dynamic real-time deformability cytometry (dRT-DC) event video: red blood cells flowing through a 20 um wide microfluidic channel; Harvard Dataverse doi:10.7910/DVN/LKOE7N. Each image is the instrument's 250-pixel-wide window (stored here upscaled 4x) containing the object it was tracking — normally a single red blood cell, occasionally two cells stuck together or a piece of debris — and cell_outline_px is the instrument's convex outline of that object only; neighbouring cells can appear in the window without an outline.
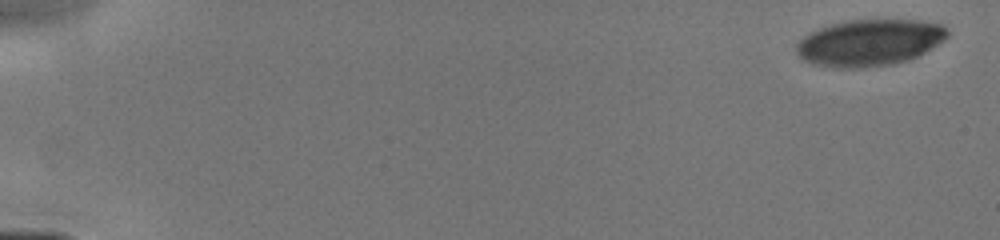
{"species": "human", "species_latin": "Homo sapiens", "temperature_condition": "cold", "stored_images_in_passage": 27, "camera_frame_rate_fps": 3000, "um_per_image_px": 0.085, "donor": {"sex": "male"}, "frame": {"image": 1, "passage_image": 1, "time_ms": 0.0, "image_size_px": [1000, 240], "cell_outline_px": [[948, 36], [944, 40], [932, 48], [908, 60], [892, 64], [864, 68], [832, 68], [816, 64], [804, 60], [796, 52], [796, 44], [808, 32], [832, 24], [848, 20], [920, 20], [940, 24], [948, 32]], "centroid_in_image_um": [73.89, 3.63], "position_along_channel_um": 11.1, "area_um2": 40.86}}
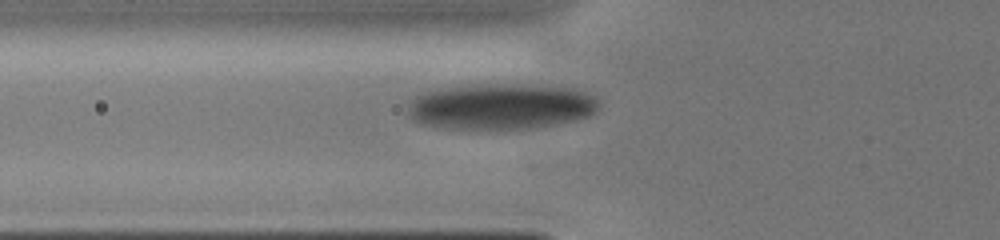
{"frame": {"image": 2, "passage_image": 16, "time_ms": 5.667, "image_size_px": [1000, 240], "cell_outline_px": [[600, 104], [588, 116], [556, 124], [528, 128], [448, 128], [420, 124], [412, 120], [408, 116], [408, 104], [420, 92], [440, 88], [468, 84], [528, 84], [576, 88], [596, 96], [600, 100]], "centroid_in_image_um": [42.55, 9.01], "position_along_channel_um": 83.3, "area_um2": 51.44}}
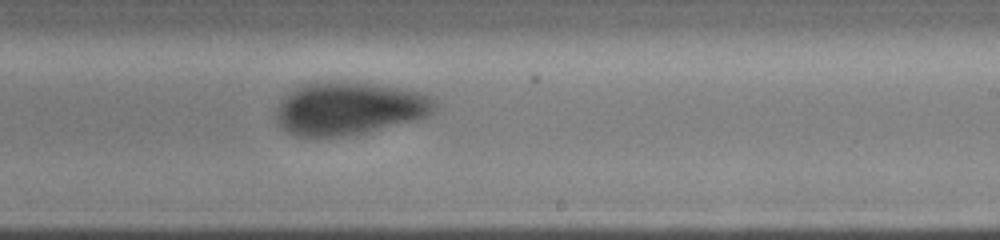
{"frame": {"image": 3, "passage_image": 27, "time_ms": 9.667, "image_size_px": [1000, 240], "cell_outline_px": [[436, 108], [428, 116], [416, 120], [364, 132], [340, 136], [296, 136], [288, 132], [276, 120], [276, 108], [280, 100], [304, 84], [320, 80], [328, 80], [372, 84], [400, 88], [420, 92], [436, 100]], "centroid_in_image_um": [29.68, 9.2], "position_along_channel_um": 259.3, "area_um2": 48.55}}